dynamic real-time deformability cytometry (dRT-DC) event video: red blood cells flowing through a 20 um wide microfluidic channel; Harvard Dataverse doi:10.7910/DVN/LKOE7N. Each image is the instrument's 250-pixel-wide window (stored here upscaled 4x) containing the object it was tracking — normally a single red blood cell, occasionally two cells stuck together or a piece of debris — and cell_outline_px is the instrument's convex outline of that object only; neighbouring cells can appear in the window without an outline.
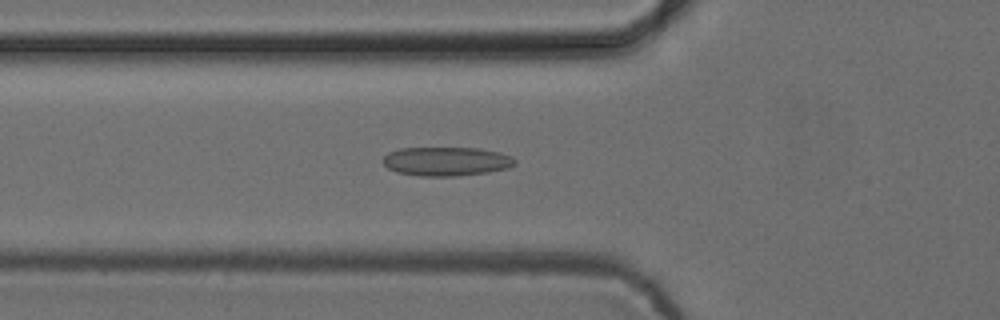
{"species": "common noctule bat (a hibernating species)", "species_latin": "Nyctalus noctula", "temperature_condition": "cold", "stored_images_in_passage": 28, "camera_frame_rate_fps": 3000, "um_per_image_px": 0.085, "animal": {"sex": "female", "body_mass_g": 24.6, "forearm_length_mm": 56.2}, "frame": {"image": 1, "passage_image": 6, "time_ms": 1.667, "image_size_px": [1000, 320], "cell_outline_px": [[516, 164], [508, 168], [488, 172], [456, 176], [420, 176], [396, 172], [388, 168], [380, 160], [388, 152], [400, 148], [480, 148], [500, 152], [512, 156], [516, 160]], "centroid_in_image_um": [37.93, 13.71], "position_along_channel_um": 87.9, "area_um2": 22.48}}
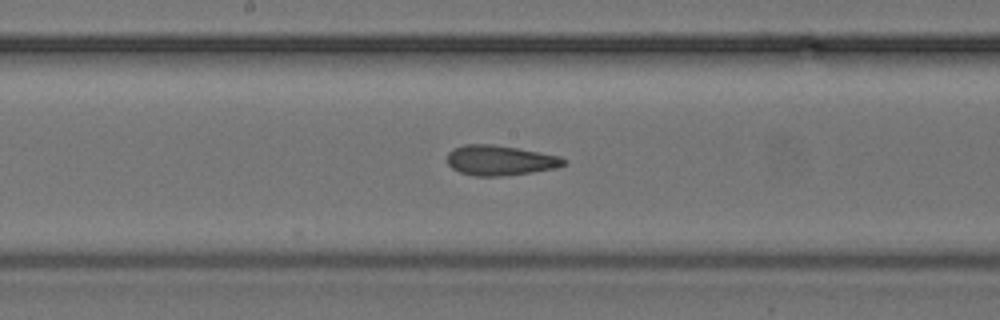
{"frame": {"image": 2, "passage_image": 15, "time_ms": 4.667, "image_size_px": [1000, 320], "cell_outline_px": [[568, 164], [560, 168], [504, 176], [476, 176], [460, 172], [452, 168], [448, 164], [448, 152], [452, 148], [464, 144], [492, 144], [516, 148], [560, 156], [568, 160]], "centroid_in_image_um": [42.55, 13.63], "position_along_channel_um": 205.7, "area_um2": 20.63}}
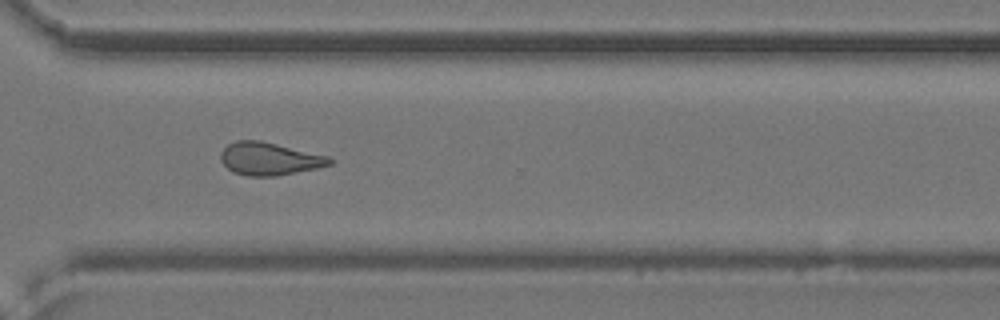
{"frame": {"image": 3, "passage_image": 26, "time_ms": 8.333, "image_size_px": [1000, 320], "cell_outline_px": [[332, 164], [316, 168], [276, 176], [248, 176], [232, 172], [220, 160], [220, 152], [228, 144], [236, 140], [260, 140], [328, 156], [332, 160]], "centroid_in_image_um": [22.85, 13.49], "position_along_channel_um": 347.7, "area_um2": 20.69}, "authors_computed_cell_mechanics": {"area_um2": 20.6635, "velocity_mm_per_s": 3.8874, "shape_relaxation_time_tau1_ms": null, "shape_relaxation_time_tau2_ms": 2.3187, "deformation_change_tau1": null, "deformation_change_tau2": 0.1172}}